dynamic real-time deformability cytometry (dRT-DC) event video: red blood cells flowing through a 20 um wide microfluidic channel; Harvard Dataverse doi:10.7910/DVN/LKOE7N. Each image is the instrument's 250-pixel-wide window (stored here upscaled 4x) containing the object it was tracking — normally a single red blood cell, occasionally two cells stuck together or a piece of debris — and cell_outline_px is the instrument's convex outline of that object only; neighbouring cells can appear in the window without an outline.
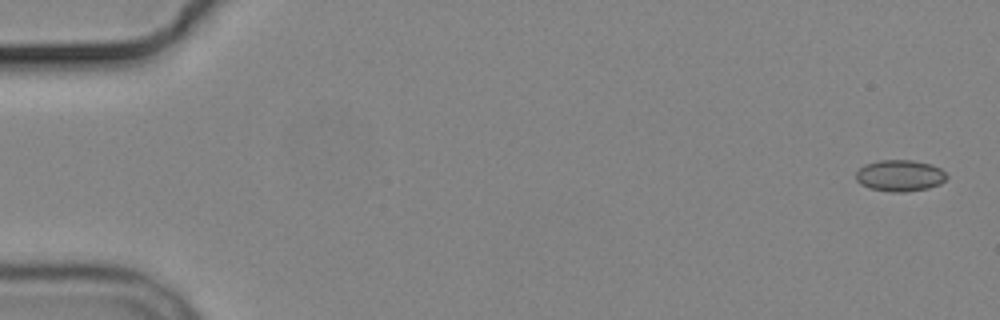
{"species": "common noctule bat (a hibernating species)", "species_latin": "Nyctalus noctula", "temperature_condition": "cold", "stored_images_in_passage": 4, "camera_frame_rate_fps": 3000, "um_per_image_px": 0.085, "animal": {"sex": "male", "body_mass_g": 19.2, "forearm_length_mm": 51.8}, "frame": {"image": 1, "passage_image": 1, "time_ms": 0.0, "image_size_px": [1000, 320], "cell_outline_px": [[948, 176], [940, 184], [928, 188], [904, 192], [892, 192], [868, 188], [860, 184], [856, 180], [856, 172], [864, 164], [880, 160], [912, 160], [932, 164], [940, 168]], "centroid_in_image_um": [76.47, 14.92], "position_along_channel_um": 8.5, "area_um2": 16.7}}
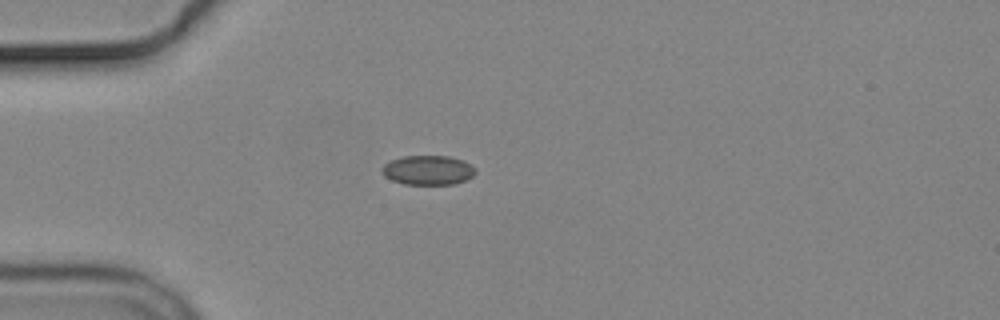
{"frame": {"image": 2, "passage_image": 4, "time_ms": 4.667, "image_size_px": [1000, 320], "cell_outline_px": [[476, 172], [472, 176], [464, 180], [452, 184], [404, 184], [392, 180], [384, 176], [380, 172], [380, 168], [384, 164], [392, 160], [404, 156], [448, 156], [464, 160], [476, 168]], "centroid_in_image_um": [36.36, 14.46], "position_along_channel_um": 48.6, "area_um2": 16.07}}